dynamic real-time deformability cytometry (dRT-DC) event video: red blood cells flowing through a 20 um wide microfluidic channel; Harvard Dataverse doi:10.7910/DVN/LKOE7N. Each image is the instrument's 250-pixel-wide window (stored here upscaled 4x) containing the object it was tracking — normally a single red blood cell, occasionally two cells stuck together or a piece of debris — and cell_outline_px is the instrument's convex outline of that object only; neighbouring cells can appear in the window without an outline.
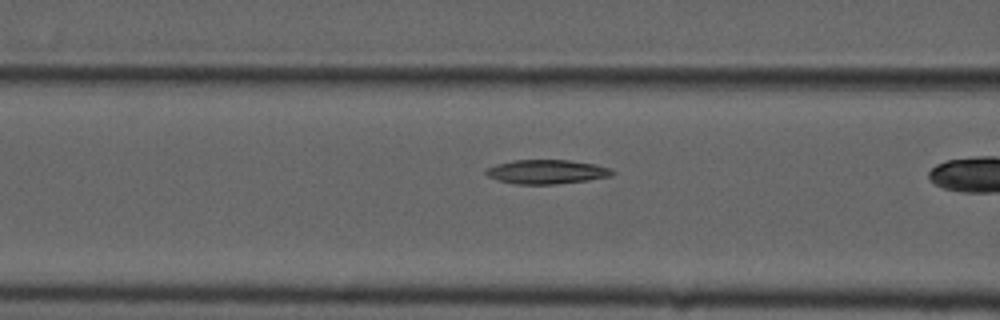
{"species": "common noctule bat (a hibernating species)", "species_latin": "Nyctalus noctula", "temperature_condition": "cold", "stored_images_in_passage": 8, "camera_frame_rate_fps": 3000, "um_per_image_px": 0.085, "animal": {"sex": "male", "forearm_length_mm": 52.5}, "frame": {"image": 1, "passage_image": 6, "time_ms": 1.667, "image_size_px": [1000, 320], "cell_outline_px": [[616, 172], [612, 176], [588, 180], [556, 184], [516, 184], [500, 180], [488, 176], [484, 172], [484, 168], [496, 164], [512, 160], [572, 160], [596, 164], [612, 168]], "centroid_in_image_um": [46.5, 14.59], "position_along_channel_um": 120.1, "area_um2": 17.98}}